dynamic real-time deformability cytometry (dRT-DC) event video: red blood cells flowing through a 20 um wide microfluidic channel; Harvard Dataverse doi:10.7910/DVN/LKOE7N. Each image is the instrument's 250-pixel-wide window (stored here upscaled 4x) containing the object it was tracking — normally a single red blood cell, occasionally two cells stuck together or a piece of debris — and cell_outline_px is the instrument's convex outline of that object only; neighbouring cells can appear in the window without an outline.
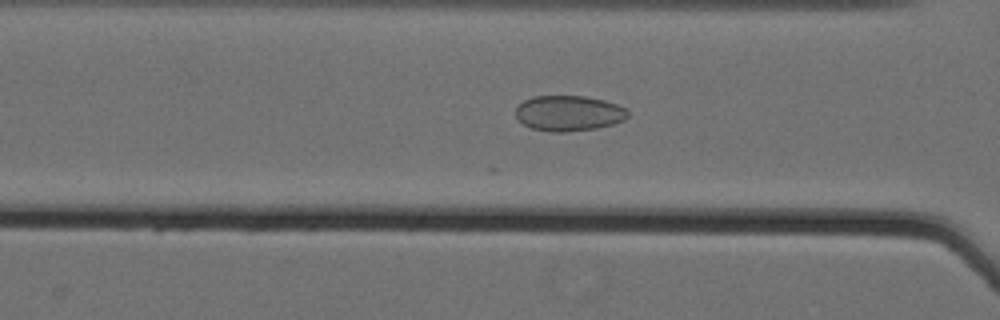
{"species": "Egyptian fruit bat (a non-hibernating species)", "species_latin": "Rousettus aegyptiacus", "temperature_condition": "cold", "stored_images_in_passage": 46, "camera_frame_rate_fps": 3000, "um_per_image_px": 0.085, "animal": {"sex": "female"}, "frame": {"image": 1, "passage_image": 30, "time_ms": 9.667, "image_size_px": [1000, 320], "cell_outline_px": [[628, 116], [624, 120], [612, 124], [596, 128], [564, 132], [548, 132], [532, 128], [524, 124], [516, 116], [516, 108], [524, 100], [532, 96], [584, 96], [604, 100], [616, 104], [624, 108], [628, 112]], "centroid_in_image_um": [48.33, 9.62], "position_along_channel_um": 118.3, "area_um2": 23.06}}
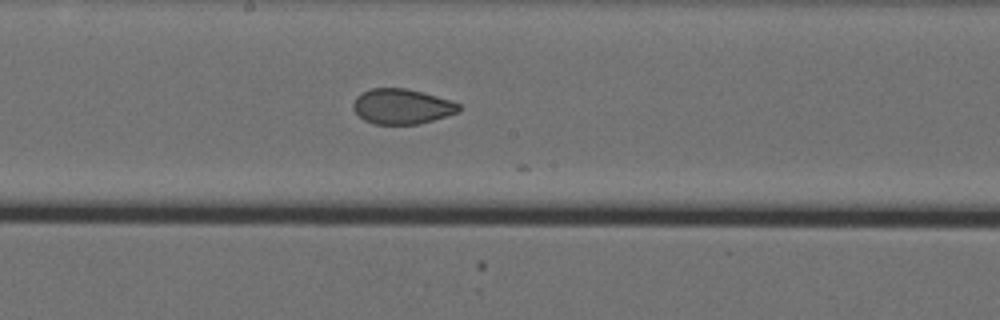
{"frame": {"image": 2, "passage_image": 38, "time_ms": 12.333, "image_size_px": [1000, 320], "cell_outline_px": [[460, 112], [432, 120], [416, 124], [372, 124], [364, 120], [352, 108], [352, 104], [356, 96], [360, 92], [372, 88], [404, 88], [452, 100], [460, 104]], "centroid_in_image_um": [34.14, 9.04], "position_along_channel_um": 214.1, "area_um2": 21.68}}
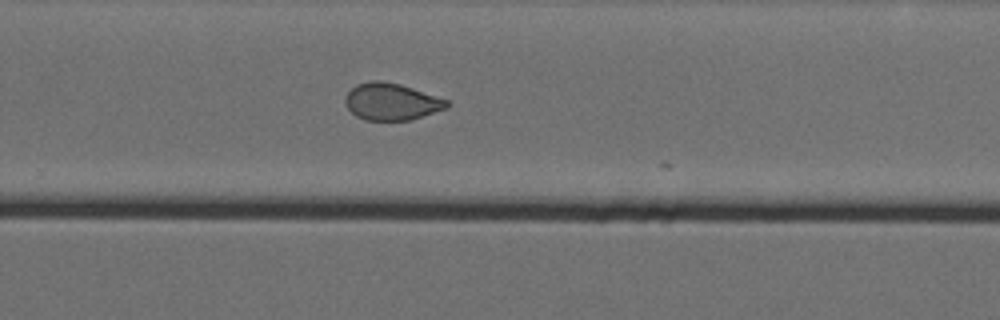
{"frame": {"image": 3, "passage_image": 45, "time_ms": 14.667, "image_size_px": [1000, 320], "cell_outline_px": [[448, 108], [412, 120], [364, 120], [356, 116], [348, 108], [344, 100], [348, 92], [356, 84], [372, 80], [380, 80], [400, 84], [448, 100]], "centroid_in_image_um": [33.27, 8.64], "position_along_channel_um": 296.5, "area_um2": 21.85}}